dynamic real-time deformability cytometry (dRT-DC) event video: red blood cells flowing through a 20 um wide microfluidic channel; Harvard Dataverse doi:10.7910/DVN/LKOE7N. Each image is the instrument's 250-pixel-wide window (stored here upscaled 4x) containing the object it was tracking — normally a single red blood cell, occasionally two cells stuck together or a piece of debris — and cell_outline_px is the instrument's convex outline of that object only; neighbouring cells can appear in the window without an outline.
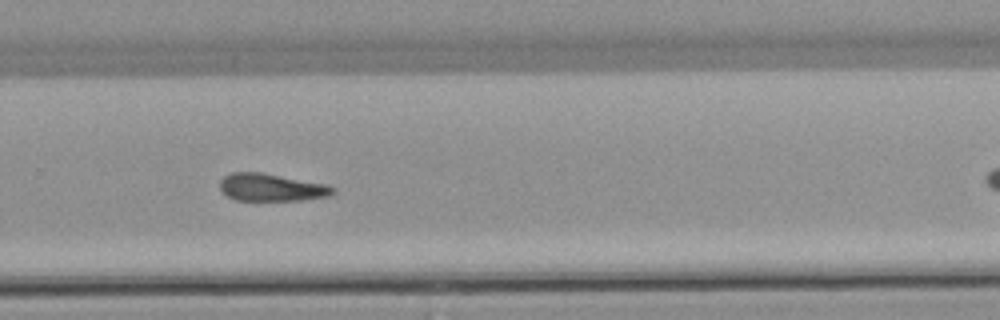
{"species": "common noctule bat (a hibernating species)", "species_latin": "Nyctalus noctula", "temperature_condition": "warm", "stored_images_in_passage": 30, "camera_frame_rate_fps": 3000, "um_per_image_px": 0.085, "animal": {"sex": "male", "body_mass_g": 21.5, "forearm_length_mm": 52.0}, "frame": {"image": 1, "passage_image": 22, "time_ms": 7.0, "image_size_px": [1000, 320], "cell_outline_px": [[336, 192], [328, 196], [300, 200], [236, 200], [228, 196], [220, 188], [220, 180], [224, 176], [232, 172], [260, 172], [328, 184], [336, 188]], "centroid_in_image_um": [23.1, 15.92], "position_along_channel_um": 306.7, "area_um2": 18.09}}